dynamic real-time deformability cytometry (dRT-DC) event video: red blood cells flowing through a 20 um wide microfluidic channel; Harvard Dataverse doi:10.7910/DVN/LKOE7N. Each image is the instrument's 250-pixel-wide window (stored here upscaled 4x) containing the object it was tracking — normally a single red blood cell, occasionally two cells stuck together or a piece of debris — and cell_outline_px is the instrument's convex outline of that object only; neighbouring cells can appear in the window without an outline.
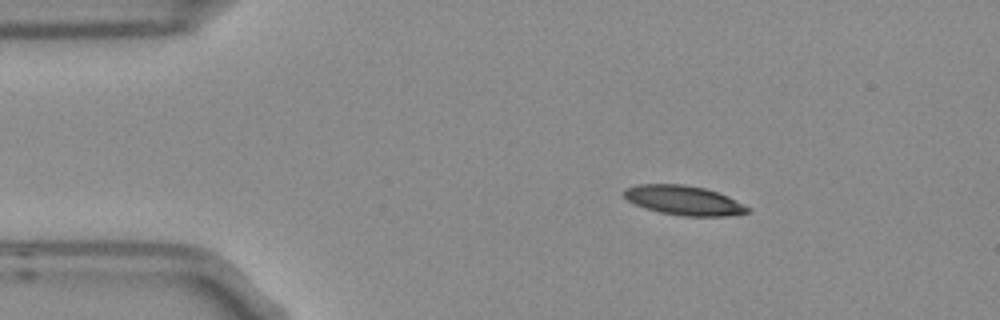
{"species": "Egyptian fruit bat (a non-hibernating species)", "species_latin": "Rousettus aegyptiacus", "temperature_condition": "room temperature", "stored_images_in_passage": 3, "camera_frame_rate_fps": 3000, "um_per_image_px": 0.085, "frame": {"image": 1, "passage_image": 2, "time_ms": 0.333, "image_size_px": [1000, 320], "cell_outline_px": [[752, 208], [748, 212], [728, 216], [684, 216], [660, 212], [636, 204], [628, 200], [624, 196], [624, 188], [640, 184], [684, 184], [704, 188], [728, 196]], "centroid_in_image_um": [58.15, 17.02], "position_along_channel_um": 26.8, "area_um2": 21.04}}